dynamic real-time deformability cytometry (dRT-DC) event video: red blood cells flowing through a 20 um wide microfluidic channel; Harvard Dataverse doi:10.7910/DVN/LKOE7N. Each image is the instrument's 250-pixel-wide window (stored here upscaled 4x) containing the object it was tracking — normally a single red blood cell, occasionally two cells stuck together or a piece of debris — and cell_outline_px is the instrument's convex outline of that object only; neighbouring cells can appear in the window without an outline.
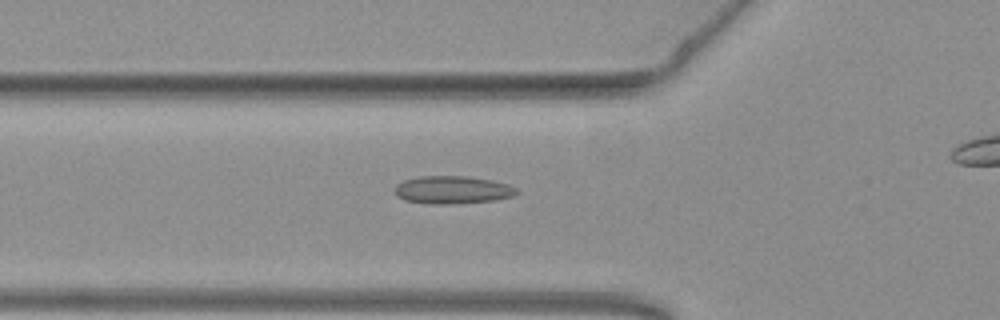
{"species": "common noctule bat (a hibernating species)", "species_latin": "Nyctalus noctula", "temperature_condition": "warm", "stored_images_in_passage": 44, "camera_frame_rate_fps": 3000, "um_per_image_px": 0.085, "animal": {"sex": "female", "body_mass_g": 19.3, "forearm_length_mm": 54.1}, "frame": {"image": 1, "passage_image": 16, "time_ms": 5.0, "image_size_px": [1000, 320], "cell_outline_px": [[520, 192], [512, 196], [492, 200], [452, 204], [428, 204], [404, 200], [396, 196], [396, 184], [404, 180], [420, 176], [468, 176], [492, 180], [508, 184], [516, 188]], "centroid_in_image_um": [38.45, 16.14], "position_along_channel_um": 87.3, "area_um2": 19.77}}
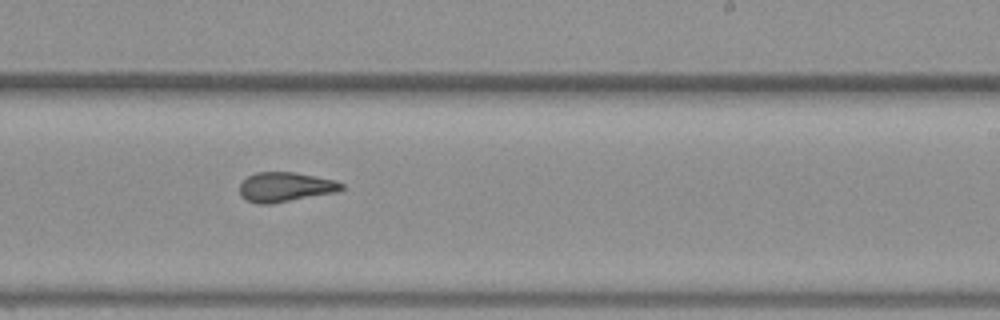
{"frame": {"image": 2, "passage_image": 30, "time_ms": 9.667, "image_size_px": [1000, 320], "cell_outline_px": [[344, 188], [336, 192], [272, 204], [256, 204], [240, 196], [240, 184], [248, 176], [256, 172], [296, 172], [336, 180], [344, 184]], "centroid_in_image_um": [24.26, 15.89], "position_along_channel_um": 264.7, "area_um2": 17.69}}
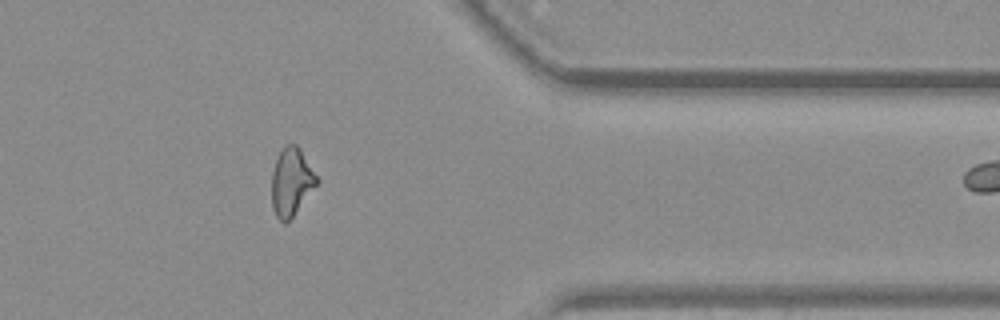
{"frame": {"image": 3, "passage_image": 41, "time_ms": 13.333, "image_size_px": [1000, 320], "cell_outline_px": [[320, 180], [292, 216], [284, 224], [276, 216], [272, 208], [272, 172], [276, 160], [280, 152], [288, 144], [296, 144], [300, 148]], "centroid_in_image_um": [24.77, 15.45], "position_along_channel_um": 386.6, "area_um2": 17.51}, "authors_computed_cell_mechanics": {"area_um2": 17.9758, "velocity_mm_per_s": 3.7983, "shape_relaxation_time_tau1_ms": null, "shape_relaxation_time_tau2_ms": 3.1929, "deformation_change_tau1": null, "deformation_change_tau2": 0.1112}}